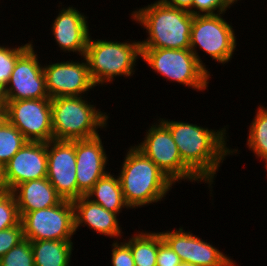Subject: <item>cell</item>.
Wrapping results in <instances>:
<instances>
[{"mask_svg":"<svg viewBox=\"0 0 267 266\" xmlns=\"http://www.w3.org/2000/svg\"><path fill=\"white\" fill-rule=\"evenodd\" d=\"M159 120L170 130L182 161L208 184L212 196V184L223 161L230 155L240 154L238 148L228 146V125L215 130L184 121L160 117Z\"/></svg>","mask_w":267,"mask_h":266,"instance_id":"cell-1","label":"cell"},{"mask_svg":"<svg viewBox=\"0 0 267 266\" xmlns=\"http://www.w3.org/2000/svg\"><path fill=\"white\" fill-rule=\"evenodd\" d=\"M126 152L117 176L130 209L165 200L175 184L134 145H130Z\"/></svg>","mask_w":267,"mask_h":266,"instance_id":"cell-2","label":"cell"},{"mask_svg":"<svg viewBox=\"0 0 267 266\" xmlns=\"http://www.w3.org/2000/svg\"><path fill=\"white\" fill-rule=\"evenodd\" d=\"M132 21L146 30L141 48L190 49L193 16L188 11L173 8L162 0L137 8L130 13Z\"/></svg>","mask_w":267,"mask_h":266,"instance_id":"cell-3","label":"cell"},{"mask_svg":"<svg viewBox=\"0 0 267 266\" xmlns=\"http://www.w3.org/2000/svg\"><path fill=\"white\" fill-rule=\"evenodd\" d=\"M85 96L51 99L53 140L73 141L98 136L108 128L110 113L101 111Z\"/></svg>","mask_w":267,"mask_h":266,"instance_id":"cell-4","label":"cell"},{"mask_svg":"<svg viewBox=\"0 0 267 266\" xmlns=\"http://www.w3.org/2000/svg\"><path fill=\"white\" fill-rule=\"evenodd\" d=\"M92 38L90 34L85 58L96 86L103 88V85L113 84L116 77L130 78L135 75L139 61L137 59H141L140 41L120 42Z\"/></svg>","mask_w":267,"mask_h":266,"instance_id":"cell-5","label":"cell"},{"mask_svg":"<svg viewBox=\"0 0 267 266\" xmlns=\"http://www.w3.org/2000/svg\"><path fill=\"white\" fill-rule=\"evenodd\" d=\"M166 81L177 82L192 90L205 91L209 87L207 71L190 49L141 48V61Z\"/></svg>","mask_w":267,"mask_h":266,"instance_id":"cell-6","label":"cell"},{"mask_svg":"<svg viewBox=\"0 0 267 266\" xmlns=\"http://www.w3.org/2000/svg\"><path fill=\"white\" fill-rule=\"evenodd\" d=\"M225 13L193 16L190 33V50L199 63L208 71L198 50H202L211 60L224 65L231 62L237 48V35L232 23L224 19ZM236 35V36H235ZM197 48H199L197 50Z\"/></svg>","mask_w":267,"mask_h":266,"instance_id":"cell-7","label":"cell"},{"mask_svg":"<svg viewBox=\"0 0 267 266\" xmlns=\"http://www.w3.org/2000/svg\"><path fill=\"white\" fill-rule=\"evenodd\" d=\"M146 129L143 140L134 144L174 183L203 182L183 161L170 130L158 119ZM157 120V121H156Z\"/></svg>","mask_w":267,"mask_h":266,"instance_id":"cell-8","label":"cell"},{"mask_svg":"<svg viewBox=\"0 0 267 266\" xmlns=\"http://www.w3.org/2000/svg\"><path fill=\"white\" fill-rule=\"evenodd\" d=\"M23 236L29 241L72 240L74 230V207L72 201L26 212L21 216Z\"/></svg>","mask_w":267,"mask_h":266,"instance_id":"cell-9","label":"cell"},{"mask_svg":"<svg viewBox=\"0 0 267 266\" xmlns=\"http://www.w3.org/2000/svg\"><path fill=\"white\" fill-rule=\"evenodd\" d=\"M8 122L28 141L53 140L51 98L6 100Z\"/></svg>","mask_w":267,"mask_h":266,"instance_id":"cell-10","label":"cell"},{"mask_svg":"<svg viewBox=\"0 0 267 266\" xmlns=\"http://www.w3.org/2000/svg\"><path fill=\"white\" fill-rule=\"evenodd\" d=\"M83 58V59H82ZM43 64L46 89L51 99L56 97H79L88 95L96 85L91 79L85 56L81 61H61ZM90 90V91H89Z\"/></svg>","mask_w":267,"mask_h":266,"instance_id":"cell-11","label":"cell"},{"mask_svg":"<svg viewBox=\"0 0 267 266\" xmlns=\"http://www.w3.org/2000/svg\"><path fill=\"white\" fill-rule=\"evenodd\" d=\"M31 45L16 61L12 74L6 84V100H27L50 98L47 89L43 64Z\"/></svg>","mask_w":267,"mask_h":266,"instance_id":"cell-12","label":"cell"},{"mask_svg":"<svg viewBox=\"0 0 267 266\" xmlns=\"http://www.w3.org/2000/svg\"><path fill=\"white\" fill-rule=\"evenodd\" d=\"M191 232L180 226L178 229H169L160 234L184 263L195 266H236L237 262L231 256Z\"/></svg>","mask_w":267,"mask_h":266,"instance_id":"cell-13","label":"cell"},{"mask_svg":"<svg viewBox=\"0 0 267 266\" xmlns=\"http://www.w3.org/2000/svg\"><path fill=\"white\" fill-rule=\"evenodd\" d=\"M47 179L63 199H77L75 140L47 142Z\"/></svg>","mask_w":267,"mask_h":266,"instance_id":"cell-14","label":"cell"},{"mask_svg":"<svg viewBox=\"0 0 267 266\" xmlns=\"http://www.w3.org/2000/svg\"><path fill=\"white\" fill-rule=\"evenodd\" d=\"M47 164V142L27 141L3 167L7 191L21 183L46 178Z\"/></svg>","mask_w":267,"mask_h":266,"instance_id":"cell-15","label":"cell"},{"mask_svg":"<svg viewBox=\"0 0 267 266\" xmlns=\"http://www.w3.org/2000/svg\"><path fill=\"white\" fill-rule=\"evenodd\" d=\"M100 135L75 140L77 199L85 196L94 184L109 171V155Z\"/></svg>","mask_w":267,"mask_h":266,"instance_id":"cell-16","label":"cell"},{"mask_svg":"<svg viewBox=\"0 0 267 266\" xmlns=\"http://www.w3.org/2000/svg\"><path fill=\"white\" fill-rule=\"evenodd\" d=\"M58 5L61 9L53 23L51 24V32L60 48V52L76 53L80 57L85 56L87 42L90 36L88 16L78 8L71 5L63 7L62 2Z\"/></svg>","mask_w":267,"mask_h":266,"instance_id":"cell-17","label":"cell"},{"mask_svg":"<svg viewBox=\"0 0 267 266\" xmlns=\"http://www.w3.org/2000/svg\"><path fill=\"white\" fill-rule=\"evenodd\" d=\"M74 207L75 234L79 227H88L92 232L109 238L120 240L124 235L122 225L119 223V215L106 210L99 204L92 202L86 196L72 201Z\"/></svg>","mask_w":267,"mask_h":266,"instance_id":"cell-18","label":"cell"},{"mask_svg":"<svg viewBox=\"0 0 267 266\" xmlns=\"http://www.w3.org/2000/svg\"><path fill=\"white\" fill-rule=\"evenodd\" d=\"M12 192L20 217L26 212L55 206L63 200L47 177L21 183Z\"/></svg>","mask_w":267,"mask_h":266,"instance_id":"cell-19","label":"cell"},{"mask_svg":"<svg viewBox=\"0 0 267 266\" xmlns=\"http://www.w3.org/2000/svg\"><path fill=\"white\" fill-rule=\"evenodd\" d=\"M108 172L101 177L85 195L92 202L101 205L106 210L120 214L122 210H130L125 202L118 176Z\"/></svg>","mask_w":267,"mask_h":266,"instance_id":"cell-20","label":"cell"},{"mask_svg":"<svg viewBox=\"0 0 267 266\" xmlns=\"http://www.w3.org/2000/svg\"><path fill=\"white\" fill-rule=\"evenodd\" d=\"M35 266H71L72 240L30 241Z\"/></svg>","mask_w":267,"mask_h":266,"instance_id":"cell-21","label":"cell"},{"mask_svg":"<svg viewBox=\"0 0 267 266\" xmlns=\"http://www.w3.org/2000/svg\"><path fill=\"white\" fill-rule=\"evenodd\" d=\"M136 233V234H135ZM123 241L130 247L135 266H156L158 231H137Z\"/></svg>","mask_w":267,"mask_h":266,"instance_id":"cell-22","label":"cell"},{"mask_svg":"<svg viewBox=\"0 0 267 266\" xmlns=\"http://www.w3.org/2000/svg\"><path fill=\"white\" fill-rule=\"evenodd\" d=\"M248 128L246 147L252 151L255 158L264 162L267 168V106L260 104Z\"/></svg>","mask_w":267,"mask_h":266,"instance_id":"cell-23","label":"cell"},{"mask_svg":"<svg viewBox=\"0 0 267 266\" xmlns=\"http://www.w3.org/2000/svg\"><path fill=\"white\" fill-rule=\"evenodd\" d=\"M28 140L8 121L0 128V164L4 167Z\"/></svg>","mask_w":267,"mask_h":266,"instance_id":"cell-24","label":"cell"},{"mask_svg":"<svg viewBox=\"0 0 267 266\" xmlns=\"http://www.w3.org/2000/svg\"><path fill=\"white\" fill-rule=\"evenodd\" d=\"M33 40L15 47L0 44V84L5 88L8 83L17 59L33 44ZM17 46V47H16Z\"/></svg>","mask_w":267,"mask_h":266,"instance_id":"cell-25","label":"cell"},{"mask_svg":"<svg viewBox=\"0 0 267 266\" xmlns=\"http://www.w3.org/2000/svg\"><path fill=\"white\" fill-rule=\"evenodd\" d=\"M0 266H35L31 242L24 238L0 258Z\"/></svg>","mask_w":267,"mask_h":266,"instance_id":"cell-26","label":"cell"},{"mask_svg":"<svg viewBox=\"0 0 267 266\" xmlns=\"http://www.w3.org/2000/svg\"><path fill=\"white\" fill-rule=\"evenodd\" d=\"M17 201L12 191L0 193V231L20 223Z\"/></svg>","mask_w":267,"mask_h":266,"instance_id":"cell-27","label":"cell"},{"mask_svg":"<svg viewBox=\"0 0 267 266\" xmlns=\"http://www.w3.org/2000/svg\"><path fill=\"white\" fill-rule=\"evenodd\" d=\"M232 6L234 5L230 0H193L191 14L194 16L222 14Z\"/></svg>","mask_w":267,"mask_h":266,"instance_id":"cell-28","label":"cell"},{"mask_svg":"<svg viewBox=\"0 0 267 266\" xmlns=\"http://www.w3.org/2000/svg\"><path fill=\"white\" fill-rule=\"evenodd\" d=\"M24 239L23 226L21 222L14 226L0 231V258L10 249L15 247Z\"/></svg>","mask_w":267,"mask_h":266,"instance_id":"cell-29","label":"cell"},{"mask_svg":"<svg viewBox=\"0 0 267 266\" xmlns=\"http://www.w3.org/2000/svg\"><path fill=\"white\" fill-rule=\"evenodd\" d=\"M113 240L111 250L112 266H135L130 247L123 241Z\"/></svg>","mask_w":267,"mask_h":266,"instance_id":"cell-30","label":"cell"},{"mask_svg":"<svg viewBox=\"0 0 267 266\" xmlns=\"http://www.w3.org/2000/svg\"><path fill=\"white\" fill-rule=\"evenodd\" d=\"M181 263L182 261L179 256L162 239V236L158 231V253L156 266H179Z\"/></svg>","mask_w":267,"mask_h":266,"instance_id":"cell-31","label":"cell"},{"mask_svg":"<svg viewBox=\"0 0 267 266\" xmlns=\"http://www.w3.org/2000/svg\"><path fill=\"white\" fill-rule=\"evenodd\" d=\"M166 5L188 11L191 14L193 0H162Z\"/></svg>","mask_w":267,"mask_h":266,"instance_id":"cell-32","label":"cell"},{"mask_svg":"<svg viewBox=\"0 0 267 266\" xmlns=\"http://www.w3.org/2000/svg\"><path fill=\"white\" fill-rule=\"evenodd\" d=\"M8 121L7 118V106L6 104H0V128Z\"/></svg>","mask_w":267,"mask_h":266,"instance_id":"cell-33","label":"cell"},{"mask_svg":"<svg viewBox=\"0 0 267 266\" xmlns=\"http://www.w3.org/2000/svg\"><path fill=\"white\" fill-rule=\"evenodd\" d=\"M7 187L4 179V169L3 166L0 164V193L6 192Z\"/></svg>","mask_w":267,"mask_h":266,"instance_id":"cell-34","label":"cell"},{"mask_svg":"<svg viewBox=\"0 0 267 266\" xmlns=\"http://www.w3.org/2000/svg\"><path fill=\"white\" fill-rule=\"evenodd\" d=\"M0 104H6L5 90L1 84H0Z\"/></svg>","mask_w":267,"mask_h":266,"instance_id":"cell-35","label":"cell"},{"mask_svg":"<svg viewBox=\"0 0 267 266\" xmlns=\"http://www.w3.org/2000/svg\"><path fill=\"white\" fill-rule=\"evenodd\" d=\"M179 266H195V265L190 264V263H184V262H182Z\"/></svg>","mask_w":267,"mask_h":266,"instance_id":"cell-36","label":"cell"},{"mask_svg":"<svg viewBox=\"0 0 267 266\" xmlns=\"http://www.w3.org/2000/svg\"><path fill=\"white\" fill-rule=\"evenodd\" d=\"M238 1H239V0H230V2H231L233 5L237 4ZM240 1H241V0H240Z\"/></svg>","mask_w":267,"mask_h":266,"instance_id":"cell-37","label":"cell"}]
</instances>
